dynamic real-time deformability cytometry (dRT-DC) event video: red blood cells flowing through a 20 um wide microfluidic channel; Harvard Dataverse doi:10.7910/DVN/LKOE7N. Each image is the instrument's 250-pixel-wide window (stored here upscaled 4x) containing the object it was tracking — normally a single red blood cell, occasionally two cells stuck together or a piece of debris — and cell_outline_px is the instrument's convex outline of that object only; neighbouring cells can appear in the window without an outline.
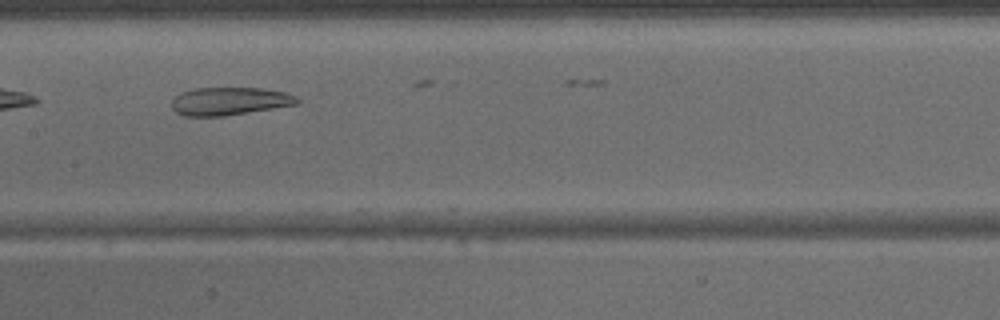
{"species": "common noctule bat (a hibernating species)", "species_latin": "Nyctalus noctula", "temperature_condition": "warm", "stored_images_in_passage": 22, "camera_frame_rate_fps": 3000, "um_per_image_px": 0.085, "animal": {"sex": "male", "body_mass_g": 15.6}, "frame": {"image": 1, "passage_image": 7, "time_ms": 2.0, "image_size_px": [1000, 320], "cell_outline_px": [[300, 100], [296, 104], [224, 116], [184, 116], [176, 112], [172, 108], [172, 100], [180, 92], [196, 88], [264, 88], [288, 92], [296, 96]], "centroid_in_image_um": [19.51, 8.59], "position_along_channel_um": 187.9, "area_um2": 20.4}}
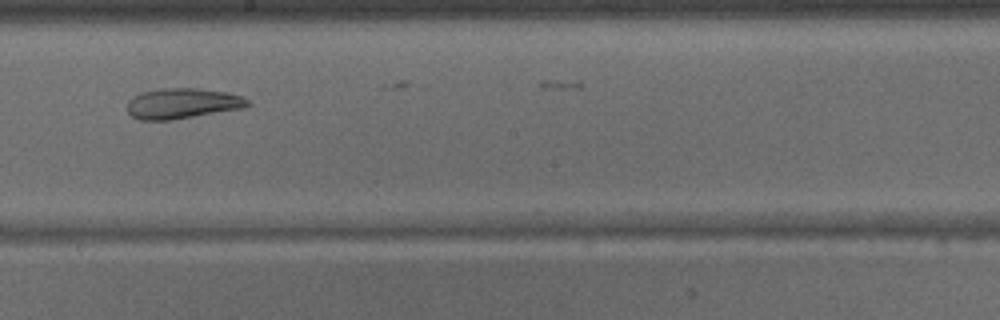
{"frame": {"image": 2, "passage_image": 10, "time_ms": 3.0, "image_size_px": [1000, 320], "cell_outline_px": [[252, 104], [244, 108], [172, 120], [140, 120], [132, 116], [128, 112], [128, 100], [132, 96], [140, 92], [160, 88], [196, 88], [228, 92], [240, 96], [248, 100]], "centroid_in_image_um": [15.49, 8.79], "position_along_channel_um": 232.7, "area_um2": 21.56}}